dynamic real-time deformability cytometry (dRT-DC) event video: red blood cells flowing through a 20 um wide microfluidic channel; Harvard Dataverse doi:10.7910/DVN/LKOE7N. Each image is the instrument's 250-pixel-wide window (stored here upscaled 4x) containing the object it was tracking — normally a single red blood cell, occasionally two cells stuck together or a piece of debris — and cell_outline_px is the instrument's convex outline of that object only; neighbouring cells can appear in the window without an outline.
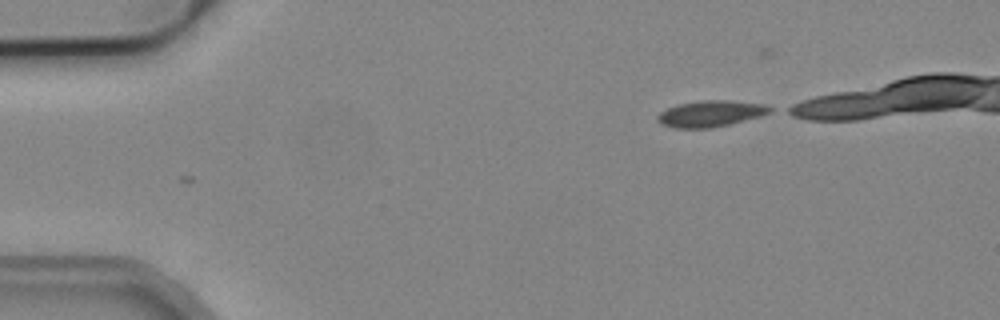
{"species": "common noctule bat (a hibernating species)", "species_latin": "Nyctalus noctula", "temperature_condition": "cold", "stored_images_in_passage": 4, "camera_frame_rate_fps": 3000, "um_per_image_px": 0.085, "animal": {"sex": "male", "body_mass_g": 19.2, "forearm_length_mm": 51.8}, "frame": {"image": 1, "passage_image": 1, "time_ms": 0.0, "image_size_px": [1000, 320], "cell_outline_px": [[772, 112], [760, 116], [712, 128], [672, 128], [660, 124], [656, 120], [656, 116], [660, 112], [668, 108], [680, 104], [704, 100], [728, 100], [764, 104], [772, 108]], "centroid_in_image_um": [60.37, 9.67], "position_along_channel_um": 24.6, "area_um2": 17.11}}